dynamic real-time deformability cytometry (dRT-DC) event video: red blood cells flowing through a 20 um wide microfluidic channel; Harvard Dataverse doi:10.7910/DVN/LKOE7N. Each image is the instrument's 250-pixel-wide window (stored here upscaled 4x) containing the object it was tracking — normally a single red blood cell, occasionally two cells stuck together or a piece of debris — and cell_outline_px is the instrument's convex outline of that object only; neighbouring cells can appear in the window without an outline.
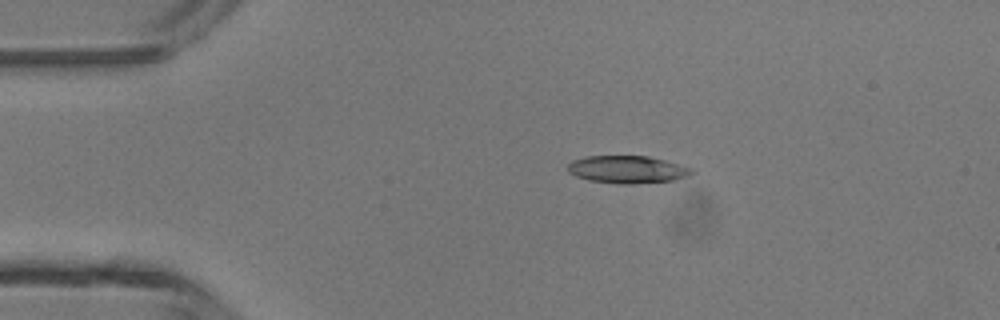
{"species": "common noctule bat (a hibernating species)", "species_latin": "Nyctalus noctula", "temperature_condition": "room temperature", "stored_images_in_passage": 5, "camera_frame_rate_fps": 3000, "um_per_image_px": 0.085, "animal": {"sex": "male", "body_mass_g": 13.3}, "frame": {"image": 1, "passage_image": 3, "time_ms": 2.667, "image_size_px": [1000, 320], "cell_outline_px": [[696, 172], [688, 176], [672, 180], [632, 184], [616, 184], [588, 180], [576, 176], [568, 172], [568, 164], [572, 160], [588, 156], [648, 156], [664, 160], [692, 168]], "centroid_in_image_um": [53.31, 14.41], "position_along_channel_um": 31.7, "area_um2": 19.88}}
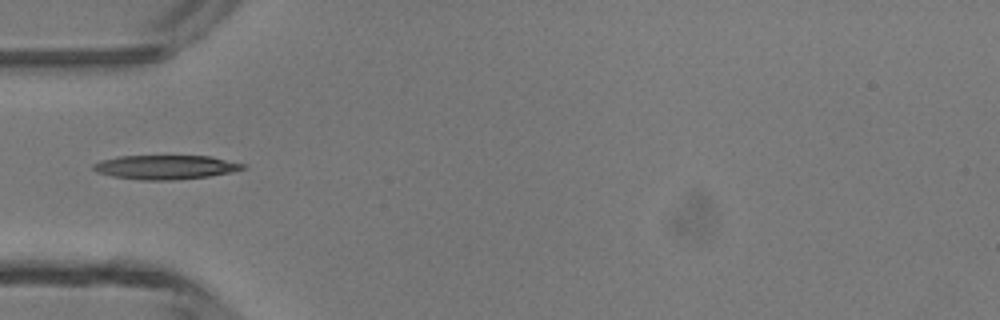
{"frame": {"image": 2, "passage_image": 5, "time_ms": 4.667, "image_size_px": [1000, 320], "cell_outline_px": [[248, 168], [232, 172], [208, 176], [172, 180], [140, 180], [112, 176], [96, 172], [92, 168], [92, 164], [100, 160], [120, 156], [212, 156], [248, 164]], "centroid_in_image_um": [14.11, 14.2], "position_along_channel_um": 70.9, "area_um2": 21.27}}